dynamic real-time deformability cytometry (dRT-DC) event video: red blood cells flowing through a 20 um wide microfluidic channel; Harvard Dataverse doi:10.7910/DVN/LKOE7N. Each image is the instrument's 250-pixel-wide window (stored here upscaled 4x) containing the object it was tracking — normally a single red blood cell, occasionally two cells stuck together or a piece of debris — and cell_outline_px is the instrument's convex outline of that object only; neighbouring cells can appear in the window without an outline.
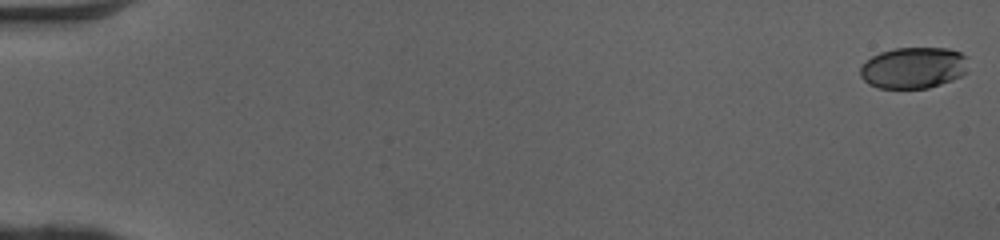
{"species": "human", "species_latin": "Homo sapiens", "temperature_condition": "cold", "stored_images_in_passage": 51, "camera_frame_rate_fps": 3000, "um_per_image_px": 0.085, "donor": {"sex": "female"}, "frame": {"image": 1, "passage_image": 1, "time_ms": 0.0, "image_size_px": [1000, 240], "cell_outline_px": [[968, 72], [952, 80], [928, 88], [880, 88], [868, 84], [860, 76], [860, 68], [872, 56], [880, 52], [896, 48], [948, 48], [960, 52], [968, 56]], "centroid_in_image_um": [77.69, 5.76], "position_along_channel_um": 7.3, "area_um2": 26.18}}
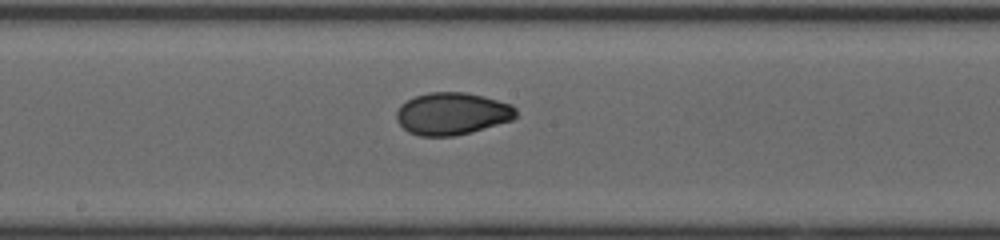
{"frame": {"image": 2, "passage_image": 29, "time_ms": 9.333, "image_size_px": [1000, 240], "cell_outline_px": [[516, 116], [512, 120], [472, 132], [456, 136], [420, 136], [408, 132], [396, 120], [396, 112], [400, 104], [416, 96], [428, 92], [464, 92], [484, 96], [512, 104], [516, 108]], "centroid_in_image_um": [38.43, 9.66], "position_along_channel_um": 209.8, "area_um2": 29.59}}
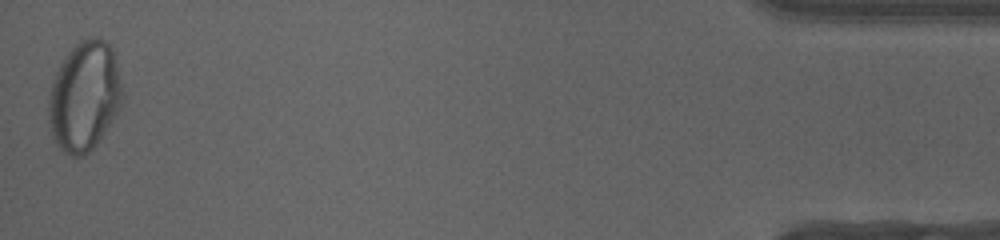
{"frame": {"image": 3, "passage_image": 51, "time_ms": 16.667, "image_size_px": [1000, 240], "cell_outline_px": [[124, 100], [120, 108], [96, 144], [84, 156], [72, 156], [64, 152], [56, 144], [52, 136], [48, 120], [48, 100], [52, 80], [60, 64], [68, 52], [80, 40], [92, 36], [104, 40], [112, 48], [124, 92]], "centroid_in_image_um": [7.17, 8.19], "position_along_channel_um": 428.0, "area_um2": 47.28}, "authors_computed_cell_mechanics": {"area_um2": 29.478, "velocity_mm_per_s": 4.1084, "shape_relaxation_time_tau1_ms": 8.6436, "shape_relaxation_time_tau2_ms": null, "deformation_change_tau1": 0.2387, "deformation_change_tau2": null}}